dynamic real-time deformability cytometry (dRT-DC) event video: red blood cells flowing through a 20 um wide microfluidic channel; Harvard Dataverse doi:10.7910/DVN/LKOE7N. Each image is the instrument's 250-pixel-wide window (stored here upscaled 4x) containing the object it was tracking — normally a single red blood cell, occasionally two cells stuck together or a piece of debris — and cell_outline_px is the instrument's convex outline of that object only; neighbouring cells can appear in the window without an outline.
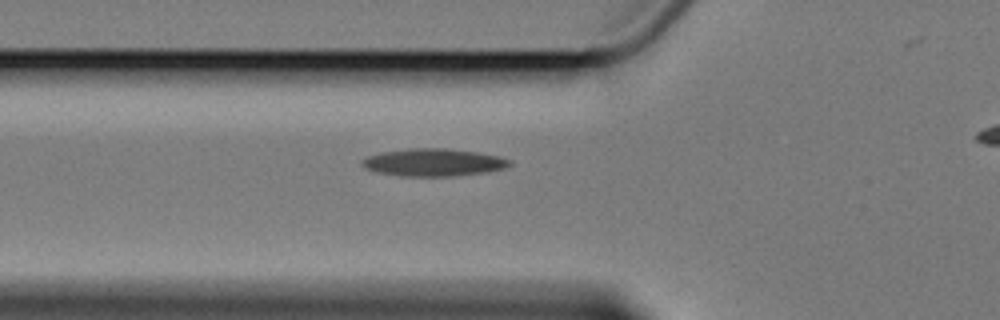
{"species": "Egyptian fruit bat (a non-hibernating species)", "species_latin": "Rousettus aegyptiacus", "temperature_condition": "cold", "stored_images_in_passage": 3, "segment_of_instrument_passage": [1, 2], "camera_frame_rate_fps": 3000, "um_per_image_px": 0.085, "animal": {"sex": "female"}, "frame": {"image": 1, "passage_image": 2, "time_ms": 1.0, "image_size_px": [1000, 320], "cell_outline_px": [[512, 164], [504, 168], [488, 172], [452, 176], [400, 176], [380, 172], [368, 168], [360, 164], [360, 160], [368, 156], [384, 152], [408, 148], [448, 148], [476, 152], [496, 156], [512, 160]], "centroid_in_image_um": [36.87, 13.8], "position_along_channel_um": 88.9, "area_um2": 23.52}}